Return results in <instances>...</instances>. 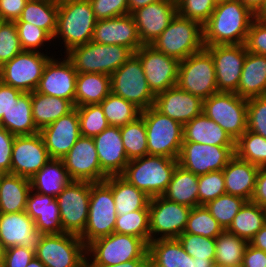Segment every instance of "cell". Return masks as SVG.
<instances>
[{
	"label": "cell",
	"mask_w": 266,
	"mask_h": 267,
	"mask_svg": "<svg viewBox=\"0 0 266 267\" xmlns=\"http://www.w3.org/2000/svg\"><path fill=\"white\" fill-rule=\"evenodd\" d=\"M177 85L202 100L218 93L213 58L205 48L180 61Z\"/></svg>",
	"instance_id": "cell-10"
},
{
	"label": "cell",
	"mask_w": 266,
	"mask_h": 267,
	"mask_svg": "<svg viewBox=\"0 0 266 267\" xmlns=\"http://www.w3.org/2000/svg\"><path fill=\"white\" fill-rule=\"evenodd\" d=\"M159 1L161 0H128L129 14L136 11L138 8L145 7Z\"/></svg>",
	"instance_id": "cell-67"
},
{
	"label": "cell",
	"mask_w": 266,
	"mask_h": 267,
	"mask_svg": "<svg viewBox=\"0 0 266 267\" xmlns=\"http://www.w3.org/2000/svg\"><path fill=\"white\" fill-rule=\"evenodd\" d=\"M23 51L15 22L0 25V67Z\"/></svg>",
	"instance_id": "cell-52"
},
{
	"label": "cell",
	"mask_w": 266,
	"mask_h": 267,
	"mask_svg": "<svg viewBox=\"0 0 266 267\" xmlns=\"http://www.w3.org/2000/svg\"><path fill=\"white\" fill-rule=\"evenodd\" d=\"M177 14L199 22L202 26L209 20L216 4L213 0H176Z\"/></svg>",
	"instance_id": "cell-53"
},
{
	"label": "cell",
	"mask_w": 266,
	"mask_h": 267,
	"mask_svg": "<svg viewBox=\"0 0 266 267\" xmlns=\"http://www.w3.org/2000/svg\"><path fill=\"white\" fill-rule=\"evenodd\" d=\"M147 253L148 243L144 239L114 232L86 246V262L88 266L116 265L141 259Z\"/></svg>",
	"instance_id": "cell-5"
},
{
	"label": "cell",
	"mask_w": 266,
	"mask_h": 267,
	"mask_svg": "<svg viewBox=\"0 0 266 267\" xmlns=\"http://www.w3.org/2000/svg\"><path fill=\"white\" fill-rule=\"evenodd\" d=\"M255 16H257L266 5V0H240Z\"/></svg>",
	"instance_id": "cell-66"
},
{
	"label": "cell",
	"mask_w": 266,
	"mask_h": 267,
	"mask_svg": "<svg viewBox=\"0 0 266 267\" xmlns=\"http://www.w3.org/2000/svg\"><path fill=\"white\" fill-rule=\"evenodd\" d=\"M50 158L62 159L81 136L77 108L39 131Z\"/></svg>",
	"instance_id": "cell-24"
},
{
	"label": "cell",
	"mask_w": 266,
	"mask_h": 267,
	"mask_svg": "<svg viewBox=\"0 0 266 267\" xmlns=\"http://www.w3.org/2000/svg\"><path fill=\"white\" fill-rule=\"evenodd\" d=\"M63 61L51 57L45 64L42 77L36 89L38 93L71 101L75 106L77 72L67 58Z\"/></svg>",
	"instance_id": "cell-21"
},
{
	"label": "cell",
	"mask_w": 266,
	"mask_h": 267,
	"mask_svg": "<svg viewBox=\"0 0 266 267\" xmlns=\"http://www.w3.org/2000/svg\"><path fill=\"white\" fill-rule=\"evenodd\" d=\"M255 17L240 0L216 4L209 20L203 25L204 47L245 44Z\"/></svg>",
	"instance_id": "cell-1"
},
{
	"label": "cell",
	"mask_w": 266,
	"mask_h": 267,
	"mask_svg": "<svg viewBox=\"0 0 266 267\" xmlns=\"http://www.w3.org/2000/svg\"><path fill=\"white\" fill-rule=\"evenodd\" d=\"M15 24L23 51L38 52L41 46H45V42L53 40L45 30L33 24L27 22H15Z\"/></svg>",
	"instance_id": "cell-54"
},
{
	"label": "cell",
	"mask_w": 266,
	"mask_h": 267,
	"mask_svg": "<svg viewBox=\"0 0 266 267\" xmlns=\"http://www.w3.org/2000/svg\"><path fill=\"white\" fill-rule=\"evenodd\" d=\"M235 156V146H217L195 142H183L178 165L195 175L223 170Z\"/></svg>",
	"instance_id": "cell-16"
},
{
	"label": "cell",
	"mask_w": 266,
	"mask_h": 267,
	"mask_svg": "<svg viewBox=\"0 0 266 267\" xmlns=\"http://www.w3.org/2000/svg\"><path fill=\"white\" fill-rule=\"evenodd\" d=\"M202 112L236 141L247 130V99L218 92L203 100Z\"/></svg>",
	"instance_id": "cell-9"
},
{
	"label": "cell",
	"mask_w": 266,
	"mask_h": 267,
	"mask_svg": "<svg viewBox=\"0 0 266 267\" xmlns=\"http://www.w3.org/2000/svg\"><path fill=\"white\" fill-rule=\"evenodd\" d=\"M35 256L46 267H81L86 262V246L74 234H44Z\"/></svg>",
	"instance_id": "cell-12"
},
{
	"label": "cell",
	"mask_w": 266,
	"mask_h": 267,
	"mask_svg": "<svg viewBox=\"0 0 266 267\" xmlns=\"http://www.w3.org/2000/svg\"><path fill=\"white\" fill-rule=\"evenodd\" d=\"M247 200L242 197L223 194L214 200L207 202L204 206L218 223L226 230L235 215L243 207Z\"/></svg>",
	"instance_id": "cell-48"
},
{
	"label": "cell",
	"mask_w": 266,
	"mask_h": 267,
	"mask_svg": "<svg viewBox=\"0 0 266 267\" xmlns=\"http://www.w3.org/2000/svg\"><path fill=\"white\" fill-rule=\"evenodd\" d=\"M76 108L82 136L94 138L109 126L100 104L83 105Z\"/></svg>",
	"instance_id": "cell-49"
},
{
	"label": "cell",
	"mask_w": 266,
	"mask_h": 267,
	"mask_svg": "<svg viewBox=\"0 0 266 267\" xmlns=\"http://www.w3.org/2000/svg\"><path fill=\"white\" fill-rule=\"evenodd\" d=\"M151 46L182 61L204 48L203 26L197 21L176 14Z\"/></svg>",
	"instance_id": "cell-6"
},
{
	"label": "cell",
	"mask_w": 266,
	"mask_h": 267,
	"mask_svg": "<svg viewBox=\"0 0 266 267\" xmlns=\"http://www.w3.org/2000/svg\"><path fill=\"white\" fill-rule=\"evenodd\" d=\"M212 56L218 92L236 93L246 59L245 44L204 47Z\"/></svg>",
	"instance_id": "cell-18"
},
{
	"label": "cell",
	"mask_w": 266,
	"mask_h": 267,
	"mask_svg": "<svg viewBox=\"0 0 266 267\" xmlns=\"http://www.w3.org/2000/svg\"><path fill=\"white\" fill-rule=\"evenodd\" d=\"M259 168L235 155L222 170L226 194L250 201L254 193Z\"/></svg>",
	"instance_id": "cell-29"
},
{
	"label": "cell",
	"mask_w": 266,
	"mask_h": 267,
	"mask_svg": "<svg viewBox=\"0 0 266 267\" xmlns=\"http://www.w3.org/2000/svg\"><path fill=\"white\" fill-rule=\"evenodd\" d=\"M148 155L178 159L183 143V125L161 114L153 106L142 110Z\"/></svg>",
	"instance_id": "cell-7"
},
{
	"label": "cell",
	"mask_w": 266,
	"mask_h": 267,
	"mask_svg": "<svg viewBox=\"0 0 266 267\" xmlns=\"http://www.w3.org/2000/svg\"><path fill=\"white\" fill-rule=\"evenodd\" d=\"M226 194L223 171H212L198 176L199 206Z\"/></svg>",
	"instance_id": "cell-51"
},
{
	"label": "cell",
	"mask_w": 266,
	"mask_h": 267,
	"mask_svg": "<svg viewBox=\"0 0 266 267\" xmlns=\"http://www.w3.org/2000/svg\"><path fill=\"white\" fill-rule=\"evenodd\" d=\"M224 231L223 227L211 215L204 205L193 207L188 216L183 233H191L216 238Z\"/></svg>",
	"instance_id": "cell-47"
},
{
	"label": "cell",
	"mask_w": 266,
	"mask_h": 267,
	"mask_svg": "<svg viewBox=\"0 0 266 267\" xmlns=\"http://www.w3.org/2000/svg\"><path fill=\"white\" fill-rule=\"evenodd\" d=\"M249 242L224 230L215 238L214 263L227 267H241Z\"/></svg>",
	"instance_id": "cell-42"
},
{
	"label": "cell",
	"mask_w": 266,
	"mask_h": 267,
	"mask_svg": "<svg viewBox=\"0 0 266 267\" xmlns=\"http://www.w3.org/2000/svg\"><path fill=\"white\" fill-rule=\"evenodd\" d=\"M256 17L266 22V5Z\"/></svg>",
	"instance_id": "cell-70"
},
{
	"label": "cell",
	"mask_w": 266,
	"mask_h": 267,
	"mask_svg": "<svg viewBox=\"0 0 266 267\" xmlns=\"http://www.w3.org/2000/svg\"><path fill=\"white\" fill-rule=\"evenodd\" d=\"M111 92L132 102L141 110L154 105L155 95L148 87L139 57L134 53L110 75Z\"/></svg>",
	"instance_id": "cell-11"
},
{
	"label": "cell",
	"mask_w": 266,
	"mask_h": 267,
	"mask_svg": "<svg viewBox=\"0 0 266 267\" xmlns=\"http://www.w3.org/2000/svg\"><path fill=\"white\" fill-rule=\"evenodd\" d=\"M235 155L258 167L266 165V138L246 130L235 141Z\"/></svg>",
	"instance_id": "cell-45"
},
{
	"label": "cell",
	"mask_w": 266,
	"mask_h": 267,
	"mask_svg": "<svg viewBox=\"0 0 266 267\" xmlns=\"http://www.w3.org/2000/svg\"><path fill=\"white\" fill-rule=\"evenodd\" d=\"M116 219L111 187L105 181L91 183L88 220L84 232L79 236L85 246L114 233Z\"/></svg>",
	"instance_id": "cell-8"
},
{
	"label": "cell",
	"mask_w": 266,
	"mask_h": 267,
	"mask_svg": "<svg viewBox=\"0 0 266 267\" xmlns=\"http://www.w3.org/2000/svg\"><path fill=\"white\" fill-rule=\"evenodd\" d=\"M245 46L248 52L266 56V22L255 17L252 21Z\"/></svg>",
	"instance_id": "cell-57"
},
{
	"label": "cell",
	"mask_w": 266,
	"mask_h": 267,
	"mask_svg": "<svg viewBox=\"0 0 266 267\" xmlns=\"http://www.w3.org/2000/svg\"><path fill=\"white\" fill-rule=\"evenodd\" d=\"M247 130L266 138V97L247 99Z\"/></svg>",
	"instance_id": "cell-55"
},
{
	"label": "cell",
	"mask_w": 266,
	"mask_h": 267,
	"mask_svg": "<svg viewBox=\"0 0 266 267\" xmlns=\"http://www.w3.org/2000/svg\"><path fill=\"white\" fill-rule=\"evenodd\" d=\"M30 179L11 173L0 175V213H15L26 210Z\"/></svg>",
	"instance_id": "cell-34"
},
{
	"label": "cell",
	"mask_w": 266,
	"mask_h": 267,
	"mask_svg": "<svg viewBox=\"0 0 266 267\" xmlns=\"http://www.w3.org/2000/svg\"><path fill=\"white\" fill-rule=\"evenodd\" d=\"M96 20L129 14L128 0H89Z\"/></svg>",
	"instance_id": "cell-56"
},
{
	"label": "cell",
	"mask_w": 266,
	"mask_h": 267,
	"mask_svg": "<svg viewBox=\"0 0 266 267\" xmlns=\"http://www.w3.org/2000/svg\"><path fill=\"white\" fill-rule=\"evenodd\" d=\"M27 0H0V19L15 22L21 16Z\"/></svg>",
	"instance_id": "cell-60"
},
{
	"label": "cell",
	"mask_w": 266,
	"mask_h": 267,
	"mask_svg": "<svg viewBox=\"0 0 266 267\" xmlns=\"http://www.w3.org/2000/svg\"><path fill=\"white\" fill-rule=\"evenodd\" d=\"M249 244L266 252V224L254 235Z\"/></svg>",
	"instance_id": "cell-65"
},
{
	"label": "cell",
	"mask_w": 266,
	"mask_h": 267,
	"mask_svg": "<svg viewBox=\"0 0 266 267\" xmlns=\"http://www.w3.org/2000/svg\"><path fill=\"white\" fill-rule=\"evenodd\" d=\"M51 57L40 51H22L0 67V81L25 93L36 91Z\"/></svg>",
	"instance_id": "cell-13"
},
{
	"label": "cell",
	"mask_w": 266,
	"mask_h": 267,
	"mask_svg": "<svg viewBox=\"0 0 266 267\" xmlns=\"http://www.w3.org/2000/svg\"><path fill=\"white\" fill-rule=\"evenodd\" d=\"M139 57L148 87L154 95L177 85L180 61L165 55L151 45L141 46Z\"/></svg>",
	"instance_id": "cell-17"
},
{
	"label": "cell",
	"mask_w": 266,
	"mask_h": 267,
	"mask_svg": "<svg viewBox=\"0 0 266 267\" xmlns=\"http://www.w3.org/2000/svg\"><path fill=\"white\" fill-rule=\"evenodd\" d=\"M150 267H195V258L177 238L156 239L148 243Z\"/></svg>",
	"instance_id": "cell-31"
},
{
	"label": "cell",
	"mask_w": 266,
	"mask_h": 267,
	"mask_svg": "<svg viewBox=\"0 0 266 267\" xmlns=\"http://www.w3.org/2000/svg\"><path fill=\"white\" fill-rule=\"evenodd\" d=\"M31 101L33 121L39 131L75 108L69 100L44 95L37 91L31 92Z\"/></svg>",
	"instance_id": "cell-36"
},
{
	"label": "cell",
	"mask_w": 266,
	"mask_h": 267,
	"mask_svg": "<svg viewBox=\"0 0 266 267\" xmlns=\"http://www.w3.org/2000/svg\"><path fill=\"white\" fill-rule=\"evenodd\" d=\"M58 0L27 1L15 22H27L45 30L52 38L57 29Z\"/></svg>",
	"instance_id": "cell-40"
},
{
	"label": "cell",
	"mask_w": 266,
	"mask_h": 267,
	"mask_svg": "<svg viewBox=\"0 0 266 267\" xmlns=\"http://www.w3.org/2000/svg\"><path fill=\"white\" fill-rule=\"evenodd\" d=\"M101 169L108 175H121L129 163L120 127L109 125L94 138Z\"/></svg>",
	"instance_id": "cell-27"
},
{
	"label": "cell",
	"mask_w": 266,
	"mask_h": 267,
	"mask_svg": "<svg viewBox=\"0 0 266 267\" xmlns=\"http://www.w3.org/2000/svg\"><path fill=\"white\" fill-rule=\"evenodd\" d=\"M81 267H88L87 262H85Z\"/></svg>",
	"instance_id": "cell-74"
},
{
	"label": "cell",
	"mask_w": 266,
	"mask_h": 267,
	"mask_svg": "<svg viewBox=\"0 0 266 267\" xmlns=\"http://www.w3.org/2000/svg\"><path fill=\"white\" fill-rule=\"evenodd\" d=\"M91 182L71 181L56 197L64 233L80 236L88 220Z\"/></svg>",
	"instance_id": "cell-14"
},
{
	"label": "cell",
	"mask_w": 266,
	"mask_h": 267,
	"mask_svg": "<svg viewBox=\"0 0 266 267\" xmlns=\"http://www.w3.org/2000/svg\"><path fill=\"white\" fill-rule=\"evenodd\" d=\"M0 127L15 136L39 133L33 121L31 93L22 92L18 96L17 105L14 104L7 114L2 116Z\"/></svg>",
	"instance_id": "cell-39"
},
{
	"label": "cell",
	"mask_w": 266,
	"mask_h": 267,
	"mask_svg": "<svg viewBox=\"0 0 266 267\" xmlns=\"http://www.w3.org/2000/svg\"><path fill=\"white\" fill-rule=\"evenodd\" d=\"M266 93V56L247 51L236 94L249 99Z\"/></svg>",
	"instance_id": "cell-32"
},
{
	"label": "cell",
	"mask_w": 266,
	"mask_h": 267,
	"mask_svg": "<svg viewBox=\"0 0 266 267\" xmlns=\"http://www.w3.org/2000/svg\"><path fill=\"white\" fill-rule=\"evenodd\" d=\"M176 14V0H161L132 12L142 44L151 45Z\"/></svg>",
	"instance_id": "cell-22"
},
{
	"label": "cell",
	"mask_w": 266,
	"mask_h": 267,
	"mask_svg": "<svg viewBox=\"0 0 266 267\" xmlns=\"http://www.w3.org/2000/svg\"><path fill=\"white\" fill-rule=\"evenodd\" d=\"M15 135L0 127V174L11 173V154Z\"/></svg>",
	"instance_id": "cell-59"
},
{
	"label": "cell",
	"mask_w": 266,
	"mask_h": 267,
	"mask_svg": "<svg viewBox=\"0 0 266 267\" xmlns=\"http://www.w3.org/2000/svg\"><path fill=\"white\" fill-rule=\"evenodd\" d=\"M162 196L169 201L190 208L199 206L198 175L177 165L167 190Z\"/></svg>",
	"instance_id": "cell-38"
},
{
	"label": "cell",
	"mask_w": 266,
	"mask_h": 267,
	"mask_svg": "<svg viewBox=\"0 0 266 267\" xmlns=\"http://www.w3.org/2000/svg\"><path fill=\"white\" fill-rule=\"evenodd\" d=\"M88 267H150V258L147 253L144 257L137 260H131L124 263L109 266H88Z\"/></svg>",
	"instance_id": "cell-64"
},
{
	"label": "cell",
	"mask_w": 266,
	"mask_h": 267,
	"mask_svg": "<svg viewBox=\"0 0 266 267\" xmlns=\"http://www.w3.org/2000/svg\"><path fill=\"white\" fill-rule=\"evenodd\" d=\"M241 267H266V252L248 244Z\"/></svg>",
	"instance_id": "cell-63"
},
{
	"label": "cell",
	"mask_w": 266,
	"mask_h": 267,
	"mask_svg": "<svg viewBox=\"0 0 266 267\" xmlns=\"http://www.w3.org/2000/svg\"><path fill=\"white\" fill-rule=\"evenodd\" d=\"M114 232L139 237L149 243V209H139L124 215H117Z\"/></svg>",
	"instance_id": "cell-46"
},
{
	"label": "cell",
	"mask_w": 266,
	"mask_h": 267,
	"mask_svg": "<svg viewBox=\"0 0 266 267\" xmlns=\"http://www.w3.org/2000/svg\"><path fill=\"white\" fill-rule=\"evenodd\" d=\"M251 202L266 208V165L259 168Z\"/></svg>",
	"instance_id": "cell-62"
},
{
	"label": "cell",
	"mask_w": 266,
	"mask_h": 267,
	"mask_svg": "<svg viewBox=\"0 0 266 267\" xmlns=\"http://www.w3.org/2000/svg\"><path fill=\"white\" fill-rule=\"evenodd\" d=\"M43 236L25 211L0 213V241L5 249L21 246L35 250Z\"/></svg>",
	"instance_id": "cell-23"
},
{
	"label": "cell",
	"mask_w": 266,
	"mask_h": 267,
	"mask_svg": "<svg viewBox=\"0 0 266 267\" xmlns=\"http://www.w3.org/2000/svg\"><path fill=\"white\" fill-rule=\"evenodd\" d=\"M35 256L32 248L15 246L6 248L2 261V267H26Z\"/></svg>",
	"instance_id": "cell-58"
},
{
	"label": "cell",
	"mask_w": 266,
	"mask_h": 267,
	"mask_svg": "<svg viewBox=\"0 0 266 267\" xmlns=\"http://www.w3.org/2000/svg\"><path fill=\"white\" fill-rule=\"evenodd\" d=\"M61 160L72 181L96 183L108 177L100 167L93 138L81 135Z\"/></svg>",
	"instance_id": "cell-19"
},
{
	"label": "cell",
	"mask_w": 266,
	"mask_h": 267,
	"mask_svg": "<svg viewBox=\"0 0 266 267\" xmlns=\"http://www.w3.org/2000/svg\"><path fill=\"white\" fill-rule=\"evenodd\" d=\"M25 212L34 220L36 228L44 234L64 233L60 221L57 199L31 190Z\"/></svg>",
	"instance_id": "cell-28"
},
{
	"label": "cell",
	"mask_w": 266,
	"mask_h": 267,
	"mask_svg": "<svg viewBox=\"0 0 266 267\" xmlns=\"http://www.w3.org/2000/svg\"><path fill=\"white\" fill-rule=\"evenodd\" d=\"M215 4L231 1V0H213Z\"/></svg>",
	"instance_id": "cell-72"
},
{
	"label": "cell",
	"mask_w": 266,
	"mask_h": 267,
	"mask_svg": "<svg viewBox=\"0 0 266 267\" xmlns=\"http://www.w3.org/2000/svg\"><path fill=\"white\" fill-rule=\"evenodd\" d=\"M183 142L235 146L231 136L203 112L183 126Z\"/></svg>",
	"instance_id": "cell-30"
},
{
	"label": "cell",
	"mask_w": 266,
	"mask_h": 267,
	"mask_svg": "<svg viewBox=\"0 0 266 267\" xmlns=\"http://www.w3.org/2000/svg\"><path fill=\"white\" fill-rule=\"evenodd\" d=\"M110 92V75L101 73L77 74L75 107L100 104Z\"/></svg>",
	"instance_id": "cell-37"
},
{
	"label": "cell",
	"mask_w": 266,
	"mask_h": 267,
	"mask_svg": "<svg viewBox=\"0 0 266 267\" xmlns=\"http://www.w3.org/2000/svg\"><path fill=\"white\" fill-rule=\"evenodd\" d=\"M22 93L21 90L6 85L0 81V123L3 115L17 105L18 96Z\"/></svg>",
	"instance_id": "cell-61"
},
{
	"label": "cell",
	"mask_w": 266,
	"mask_h": 267,
	"mask_svg": "<svg viewBox=\"0 0 266 267\" xmlns=\"http://www.w3.org/2000/svg\"><path fill=\"white\" fill-rule=\"evenodd\" d=\"M134 53L122 45L98 44L90 41L72 48L65 55L80 73H101L111 75Z\"/></svg>",
	"instance_id": "cell-4"
},
{
	"label": "cell",
	"mask_w": 266,
	"mask_h": 267,
	"mask_svg": "<svg viewBox=\"0 0 266 267\" xmlns=\"http://www.w3.org/2000/svg\"><path fill=\"white\" fill-rule=\"evenodd\" d=\"M153 107L184 126L202 113L203 100L175 85L155 95Z\"/></svg>",
	"instance_id": "cell-25"
},
{
	"label": "cell",
	"mask_w": 266,
	"mask_h": 267,
	"mask_svg": "<svg viewBox=\"0 0 266 267\" xmlns=\"http://www.w3.org/2000/svg\"><path fill=\"white\" fill-rule=\"evenodd\" d=\"M109 125L122 127L136 120L141 115V109L130 101L110 92L100 103Z\"/></svg>",
	"instance_id": "cell-43"
},
{
	"label": "cell",
	"mask_w": 266,
	"mask_h": 267,
	"mask_svg": "<svg viewBox=\"0 0 266 267\" xmlns=\"http://www.w3.org/2000/svg\"><path fill=\"white\" fill-rule=\"evenodd\" d=\"M214 264V259L196 260L195 267H212Z\"/></svg>",
	"instance_id": "cell-68"
},
{
	"label": "cell",
	"mask_w": 266,
	"mask_h": 267,
	"mask_svg": "<svg viewBox=\"0 0 266 267\" xmlns=\"http://www.w3.org/2000/svg\"><path fill=\"white\" fill-rule=\"evenodd\" d=\"M26 267H46V266L36 256H34Z\"/></svg>",
	"instance_id": "cell-69"
},
{
	"label": "cell",
	"mask_w": 266,
	"mask_h": 267,
	"mask_svg": "<svg viewBox=\"0 0 266 267\" xmlns=\"http://www.w3.org/2000/svg\"><path fill=\"white\" fill-rule=\"evenodd\" d=\"M120 131L128 160L148 155L146 127L141 116L120 127Z\"/></svg>",
	"instance_id": "cell-44"
},
{
	"label": "cell",
	"mask_w": 266,
	"mask_h": 267,
	"mask_svg": "<svg viewBox=\"0 0 266 267\" xmlns=\"http://www.w3.org/2000/svg\"><path fill=\"white\" fill-rule=\"evenodd\" d=\"M177 239L183 249L196 260L215 258V238L182 233Z\"/></svg>",
	"instance_id": "cell-50"
},
{
	"label": "cell",
	"mask_w": 266,
	"mask_h": 267,
	"mask_svg": "<svg viewBox=\"0 0 266 267\" xmlns=\"http://www.w3.org/2000/svg\"><path fill=\"white\" fill-rule=\"evenodd\" d=\"M265 224L266 208L247 201L235 215L226 231L250 242Z\"/></svg>",
	"instance_id": "cell-41"
},
{
	"label": "cell",
	"mask_w": 266,
	"mask_h": 267,
	"mask_svg": "<svg viewBox=\"0 0 266 267\" xmlns=\"http://www.w3.org/2000/svg\"><path fill=\"white\" fill-rule=\"evenodd\" d=\"M191 209L186 205L169 201L163 196L151 197L149 202L150 241L159 238H178L186 228Z\"/></svg>",
	"instance_id": "cell-15"
},
{
	"label": "cell",
	"mask_w": 266,
	"mask_h": 267,
	"mask_svg": "<svg viewBox=\"0 0 266 267\" xmlns=\"http://www.w3.org/2000/svg\"><path fill=\"white\" fill-rule=\"evenodd\" d=\"M96 21L89 0H58L57 29L53 39L61 37L67 53L92 41Z\"/></svg>",
	"instance_id": "cell-2"
},
{
	"label": "cell",
	"mask_w": 266,
	"mask_h": 267,
	"mask_svg": "<svg viewBox=\"0 0 266 267\" xmlns=\"http://www.w3.org/2000/svg\"><path fill=\"white\" fill-rule=\"evenodd\" d=\"M177 165V159L146 155L129 160L121 176L149 197L162 196Z\"/></svg>",
	"instance_id": "cell-3"
},
{
	"label": "cell",
	"mask_w": 266,
	"mask_h": 267,
	"mask_svg": "<svg viewBox=\"0 0 266 267\" xmlns=\"http://www.w3.org/2000/svg\"><path fill=\"white\" fill-rule=\"evenodd\" d=\"M92 41L98 44L122 45L133 53L143 46L131 14L97 20Z\"/></svg>",
	"instance_id": "cell-26"
},
{
	"label": "cell",
	"mask_w": 266,
	"mask_h": 267,
	"mask_svg": "<svg viewBox=\"0 0 266 267\" xmlns=\"http://www.w3.org/2000/svg\"><path fill=\"white\" fill-rule=\"evenodd\" d=\"M5 248L0 241V266L2 265L3 257H4Z\"/></svg>",
	"instance_id": "cell-71"
},
{
	"label": "cell",
	"mask_w": 266,
	"mask_h": 267,
	"mask_svg": "<svg viewBox=\"0 0 266 267\" xmlns=\"http://www.w3.org/2000/svg\"><path fill=\"white\" fill-rule=\"evenodd\" d=\"M212 267H227V266H225V265H219V264L214 263Z\"/></svg>",
	"instance_id": "cell-73"
},
{
	"label": "cell",
	"mask_w": 266,
	"mask_h": 267,
	"mask_svg": "<svg viewBox=\"0 0 266 267\" xmlns=\"http://www.w3.org/2000/svg\"><path fill=\"white\" fill-rule=\"evenodd\" d=\"M104 181L112 189L117 215H124L139 209H149L151 197L130 184L121 175L108 176Z\"/></svg>",
	"instance_id": "cell-33"
},
{
	"label": "cell",
	"mask_w": 266,
	"mask_h": 267,
	"mask_svg": "<svg viewBox=\"0 0 266 267\" xmlns=\"http://www.w3.org/2000/svg\"><path fill=\"white\" fill-rule=\"evenodd\" d=\"M71 181L63 161L55 158H50V160L30 178L31 190L55 198Z\"/></svg>",
	"instance_id": "cell-35"
},
{
	"label": "cell",
	"mask_w": 266,
	"mask_h": 267,
	"mask_svg": "<svg viewBox=\"0 0 266 267\" xmlns=\"http://www.w3.org/2000/svg\"><path fill=\"white\" fill-rule=\"evenodd\" d=\"M50 160L40 133L15 136L11 174L30 179Z\"/></svg>",
	"instance_id": "cell-20"
}]
</instances>
